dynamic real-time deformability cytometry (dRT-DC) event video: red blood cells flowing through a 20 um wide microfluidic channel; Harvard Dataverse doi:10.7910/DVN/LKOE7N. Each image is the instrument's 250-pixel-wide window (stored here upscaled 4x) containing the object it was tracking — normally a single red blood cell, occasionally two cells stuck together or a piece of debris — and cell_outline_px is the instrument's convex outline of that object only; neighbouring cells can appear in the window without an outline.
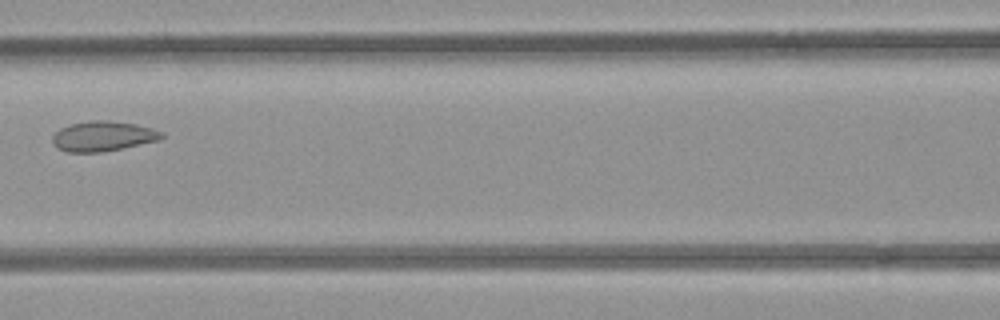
{"species": "common noctule bat (a hibernating species)", "species_latin": "Nyctalus noctula", "temperature_condition": "room temperature", "stored_images_in_passage": 3, "camera_frame_rate_fps": 3000, "um_per_image_px": 0.085, "animal": {"sex": "female", "body_mass_g": 21.9}, "frame": {"image": 1, "passage_image": 3, "time_ms": 2.333, "image_size_px": [1000, 320], "cell_outline_px": [[164, 136], [160, 140], [100, 152], [68, 152], [56, 148], [52, 140], [52, 136], [60, 128], [68, 124], [92, 120], [108, 120], [136, 124], [152, 128], [164, 132]], "centroid_in_image_um": [8.74, 11.56], "position_along_channel_um": 157.9, "area_um2": 19.13}}